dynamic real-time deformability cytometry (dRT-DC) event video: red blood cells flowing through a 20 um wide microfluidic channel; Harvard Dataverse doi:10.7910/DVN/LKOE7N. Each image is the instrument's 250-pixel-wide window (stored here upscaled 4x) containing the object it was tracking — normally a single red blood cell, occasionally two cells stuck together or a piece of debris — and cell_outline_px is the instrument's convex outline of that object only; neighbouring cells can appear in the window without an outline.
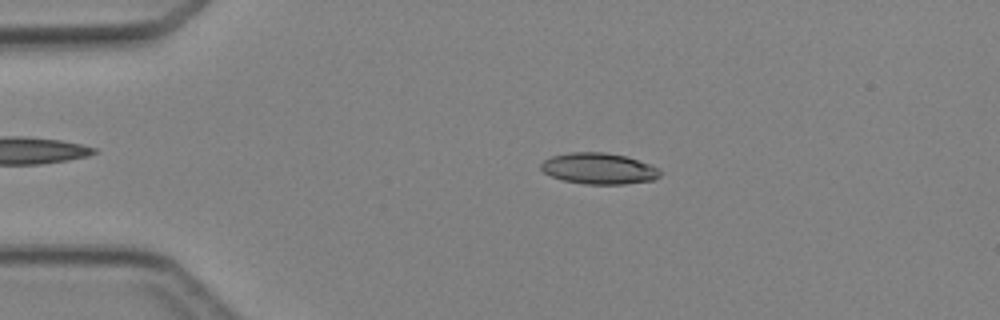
{"species": "Egyptian fruit bat (a non-hibernating species)", "species_latin": "Rousettus aegyptiacus", "temperature_condition": "cold", "stored_images_in_passage": 2, "camera_frame_rate_fps": 3000, "um_per_image_px": 0.085, "animal": {"sex": "female"}, "frame": {"image": 1, "passage_image": 1, "time_ms": 0.0, "image_size_px": [1000, 320], "cell_outline_px": [[660, 176], [652, 180], [624, 184], [584, 184], [564, 180], [552, 176], [544, 172], [540, 168], [540, 164], [544, 160], [552, 156], [568, 152], [604, 152], [628, 156], [660, 168]], "centroid_in_image_um": [50.91, 14.31], "position_along_channel_um": 34.1, "area_um2": 21.68}}